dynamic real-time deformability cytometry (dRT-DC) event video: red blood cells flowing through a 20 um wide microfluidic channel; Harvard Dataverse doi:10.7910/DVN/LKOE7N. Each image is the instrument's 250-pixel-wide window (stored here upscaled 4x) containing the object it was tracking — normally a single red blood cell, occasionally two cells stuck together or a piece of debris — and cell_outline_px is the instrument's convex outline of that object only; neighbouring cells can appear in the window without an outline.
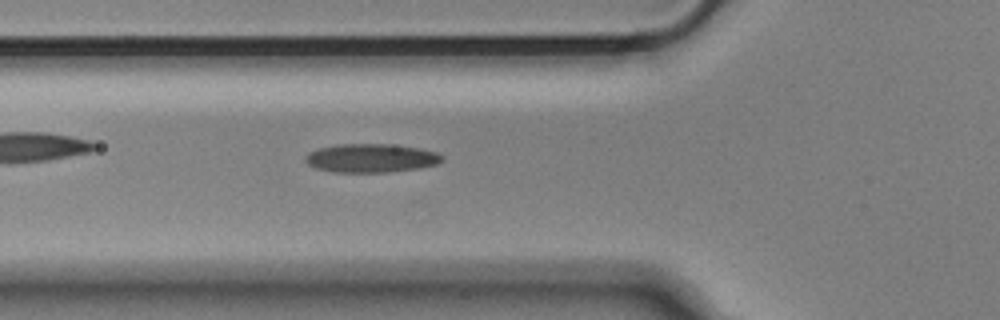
{"species": "Egyptian fruit bat (a non-hibernating species)", "species_latin": "Rousettus aegyptiacus", "temperature_condition": "cold", "stored_images_in_passage": 39, "camera_frame_rate_fps": 3000, "um_per_image_px": 0.085, "animal": {"sex": "male"}, "frame": {"image": 1, "passage_image": 8, "time_ms": 2.333, "image_size_px": [1000, 320], "cell_outline_px": [[444, 160], [436, 164], [420, 168], [388, 172], [332, 172], [316, 168], [308, 164], [304, 160], [304, 156], [308, 152], [320, 148], [340, 144], [388, 144], [420, 148], [436, 152], [444, 156]], "centroid_in_image_um": [31.54, 13.44], "position_along_channel_um": 94.3, "area_um2": 22.89}}
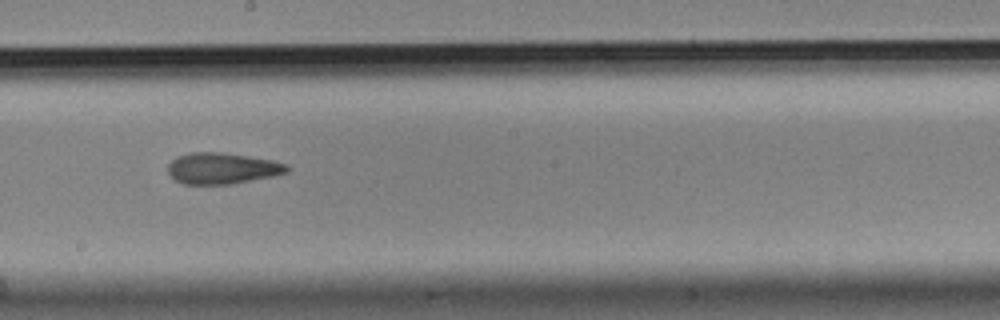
{"frame": {"image": 2, "passage_image": 19, "time_ms": 6.0, "image_size_px": [1000, 320], "cell_outline_px": [[288, 172], [272, 176], [232, 184], [184, 184], [168, 176], [168, 164], [176, 156], [192, 152], [220, 152], [248, 156], [272, 160], [288, 164]], "centroid_in_image_um": [18.86, 14.31], "position_along_channel_um": 229.3, "area_um2": 21.68}}
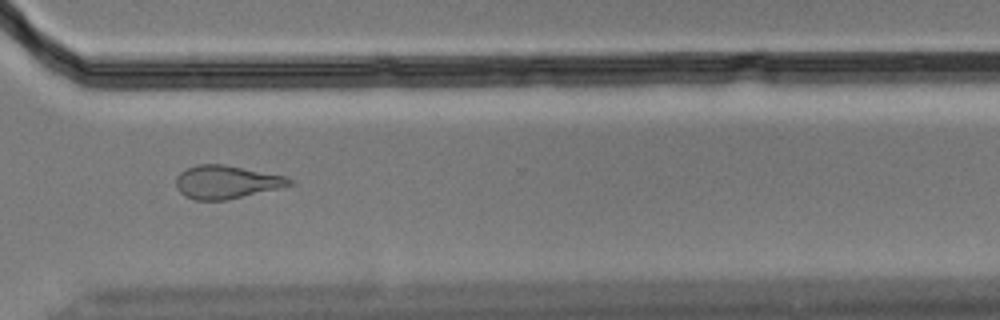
{"frame": {"image": 3, "passage_image": 29, "time_ms": 9.333, "image_size_px": [1000, 320], "cell_outline_px": [[292, 184], [280, 188], [228, 200], [196, 200], [184, 196], [176, 188], [176, 176], [180, 172], [196, 164], [224, 164], [284, 176], [292, 180]], "centroid_in_image_um": [19.2, 15.48], "position_along_channel_um": 351.4, "area_um2": 21.91}, "authors_computed_cell_mechanics": {"area_um2": 22.1952, "velocity_mm_per_s": 3.6632, "shape_relaxation_time_tau1_ms": null, "shape_relaxation_time_tau2_ms": 4.6455, "deformation_change_tau1": null, "deformation_change_tau2": 0.1398}}